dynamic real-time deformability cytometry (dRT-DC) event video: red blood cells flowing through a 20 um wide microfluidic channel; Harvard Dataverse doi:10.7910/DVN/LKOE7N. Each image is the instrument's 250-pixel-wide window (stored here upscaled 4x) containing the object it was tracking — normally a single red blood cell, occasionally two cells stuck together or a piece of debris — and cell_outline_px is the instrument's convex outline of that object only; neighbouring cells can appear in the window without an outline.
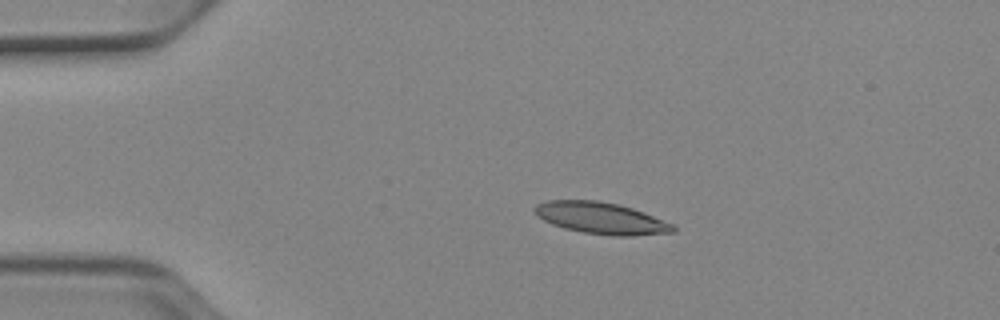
{"species": "Egyptian fruit bat (a non-hibernating species)", "species_latin": "Rousettus aegyptiacus", "temperature_condition": "cold", "stored_images_in_passage": 42, "camera_frame_rate_fps": 3000, "um_per_image_px": 0.085, "animal": {"sex": "female"}, "frame": {"image": 1, "passage_image": 1, "time_ms": 0.0, "image_size_px": [1000, 320], "cell_outline_px": [[676, 232], [632, 236], [612, 236], [584, 232], [564, 228], [552, 224], [536, 216], [532, 208], [536, 204], [548, 200], [600, 200], [620, 204], [644, 212], [672, 224], [676, 228]], "centroid_in_image_um": [51.08, 18.53], "position_along_channel_um": 33.9, "area_um2": 25.72}}
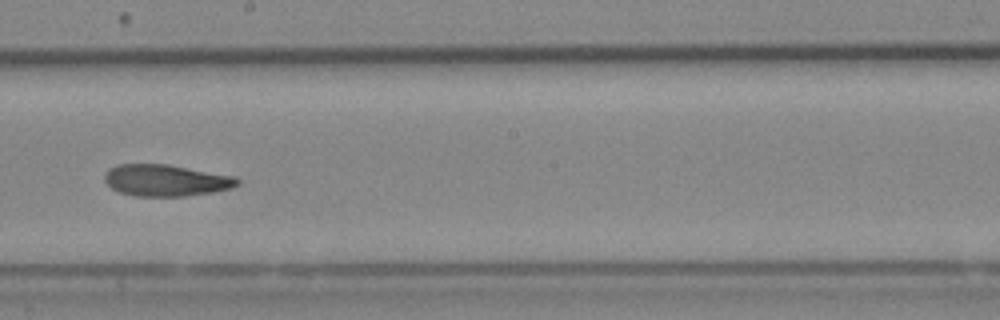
{"frame": {"image": 2, "passage_image": 20, "time_ms": 6.333, "image_size_px": [1000, 320], "cell_outline_px": [[240, 184], [232, 188], [212, 192], [184, 196], [136, 196], [120, 192], [112, 188], [104, 180], [104, 176], [108, 168], [116, 164], [168, 164], [236, 176], [240, 180]], "centroid_in_image_um": [14.12, 15.32], "position_along_channel_um": 234.1, "area_um2": 24.62}}
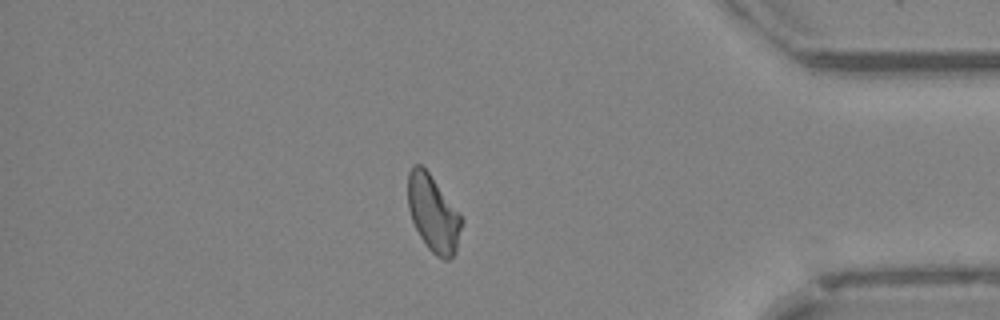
{"frame": {"image": 3, "passage_image": 35, "time_ms": 11.333, "image_size_px": [1000, 320], "cell_outline_px": [[464, 220], [456, 252], [448, 260], [444, 260], [436, 256], [428, 248], [420, 236], [412, 220], [408, 208], [408, 172], [416, 164], [420, 164], [428, 172], [460, 212]], "centroid_in_image_um": [36.85, 18.17], "position_along_channel_um": 398.3, "area_um2": 23.99}, "authors_computed_cell_mechanics": {"area_um2": 24.7095, "velocity_mm_per_s": 3.9014, "shape_relaxation_time_tau1_ms": null, "shape_relaxation_time_tau2_ms": 5.3256, "deformation_change_tau1": null, "deformation_change_tau2": 0.1288}}